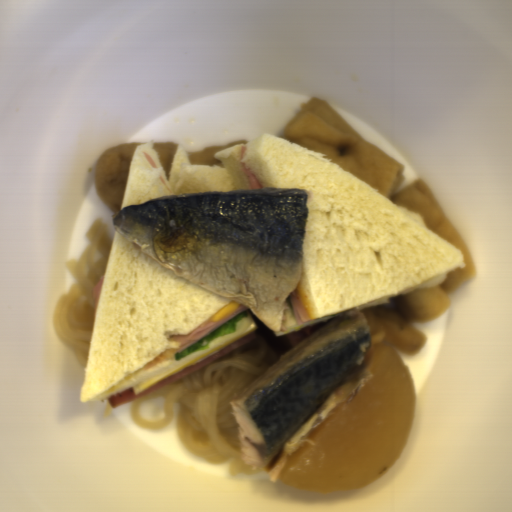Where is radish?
I'll use <instances>...</instances> for the list:
<instances>
[{
	"mask_svg": "<svg viewBox=\"0 0 512 512\" xmlns=\"http://www.w3.org/2000/svg\"><path fill=\"white\" fill-rule=\"evenodd\" d=\"M370 380L311 429L279 477L289 488L315 493L369 487L407 444L416 411L414 377L397 351L378 345L365 361Z\"/></svg>",
	"mask_w": 512,
	"mask_h": 512,
	"instance_id": "obj_1",
	"label": "radish"
}]
</instances>
